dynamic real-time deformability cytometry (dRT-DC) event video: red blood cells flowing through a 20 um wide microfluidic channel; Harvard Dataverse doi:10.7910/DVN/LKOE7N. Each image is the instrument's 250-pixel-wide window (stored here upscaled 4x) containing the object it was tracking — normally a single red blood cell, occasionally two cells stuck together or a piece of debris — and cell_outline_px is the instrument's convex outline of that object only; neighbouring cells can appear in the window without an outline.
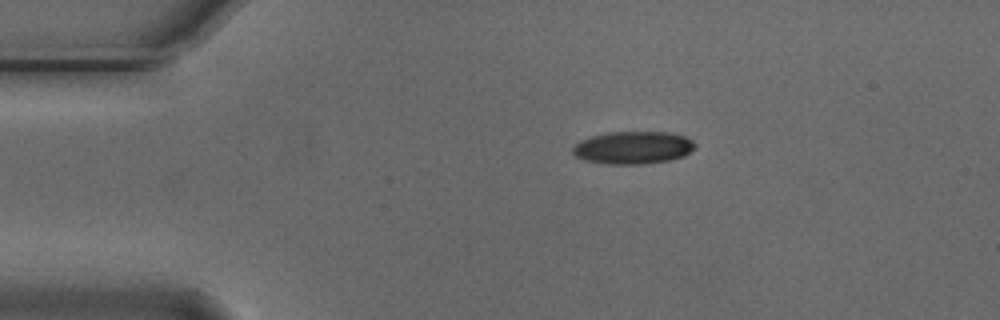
{"species": "Egyptian fruit bat (a non-hibernating species)", "species_latin": "Rousettus aegyptiacus", "temperature_condition": "cold", "stored_images_in_passage": 6, "camera_frame_rate_fps": 3000, "um_per_image_px": 0.085, "animal": {"sex": "male"}, "frame": {"image": 1, "passage_image": 1, "time_ms": 0.0, "image_size_px": [1000, 320], "cell_outline_px": [[696, 148], [684, 156], [668, 160], [640, 164], [608, 164], [584, 160], [576, 156], [572, 152], [572, 148], [580, 140], [592, 136], [612, 132], [668, 132], [684, 136], [692, 140], [696, 144]], "centroid_in_image_um": [53.82, 12.55], "position_along_channel_um": 31.2, "area_um2": 23.18}}
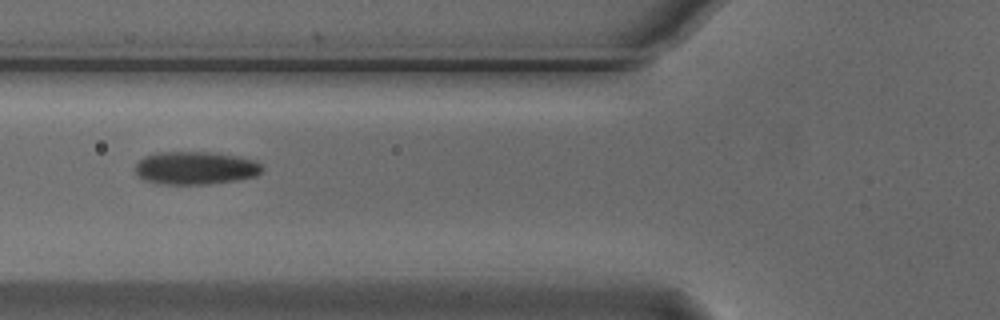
{"frame": {"image": 2, "passage_image": 4, "time_ms": 1.0, "image_size_px": [1000, 320], "cell_outline_px": [[264, 168], [256, 176], [236, 180], [208, 184], [156, 184], [144, 180], [136, 176], [136, 164], [144, 156], [156, 152], [212, 152], [236, 156], [256, 160]], "centroid_in_image_um": [16.59, 14.28], "position_along_channel_um": 109.2, "area_um2": 24.57}}
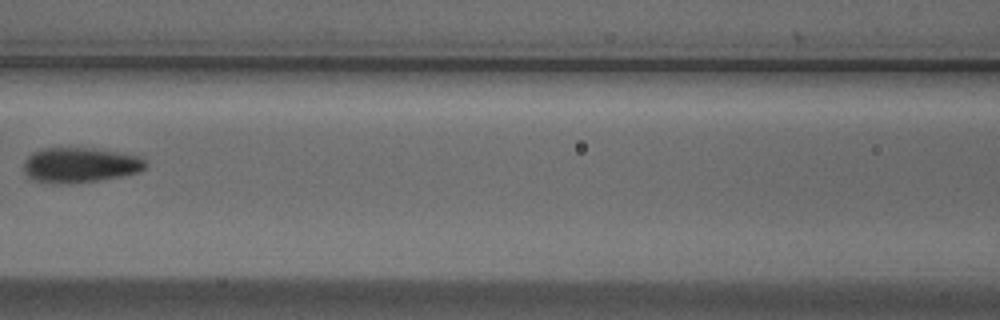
{"frame": {"image": 3, "passage_image": 5, "time_ms": 1.333, "image_size_px": [1000, 320], "cell_outline_px": [[148, 164], [140, 172], [100, 180], [68, 184], [56, 184], [32, 180], [24, 172], [24, 160], [32, 152], [40, 148], [92, 148], [140, 156]], "centroid_in_image_um": [6.77, 14.03], "position_along_channel_um": 159.8, "area_um2": 25.09}}